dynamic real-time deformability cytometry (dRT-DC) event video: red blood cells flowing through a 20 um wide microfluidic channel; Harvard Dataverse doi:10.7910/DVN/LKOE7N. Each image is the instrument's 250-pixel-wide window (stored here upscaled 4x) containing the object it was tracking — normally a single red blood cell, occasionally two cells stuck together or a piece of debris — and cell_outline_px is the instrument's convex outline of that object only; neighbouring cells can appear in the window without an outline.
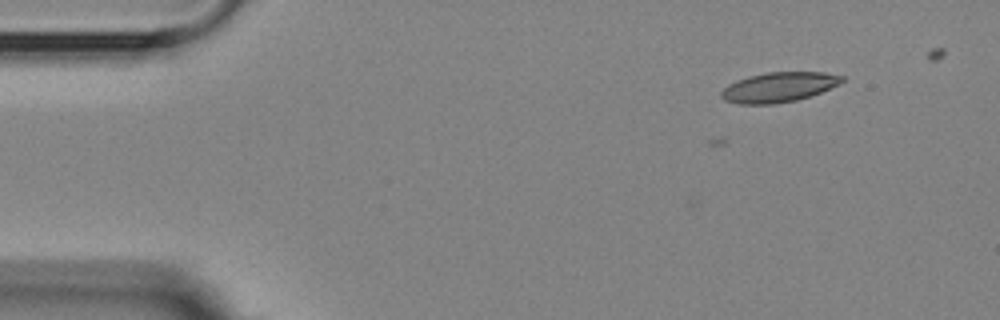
{"species": "Egyptian fruit bat (a non-hibernating species)", "species_latin": "Rousettus aegyptiacus", "temperature_condition": "room temperature", "stored_images_in_passage": 10, "camera_frame_rate_fps": 3000, "um_per_image_px": 0.085, "animal": {"sex": "female"}, "frame": {"image": 1, "passage_image": 4, "time_ms": 3.333, "image_size_px": [1000, 320], "cell_outline_px": [[844, 80], [840, 84], [820, 92], [796, 100], [772, 104], [740, 104], [724, 100], [720, 96], [720, 92], [728, 84], [736, 80], [748, 76], [768, 72], [824, 72], [844, 76]], "centroid_in_image_um": [66.17, 7.4], "position_along_channel_um": 18.8, "area_um2": 20.98}}
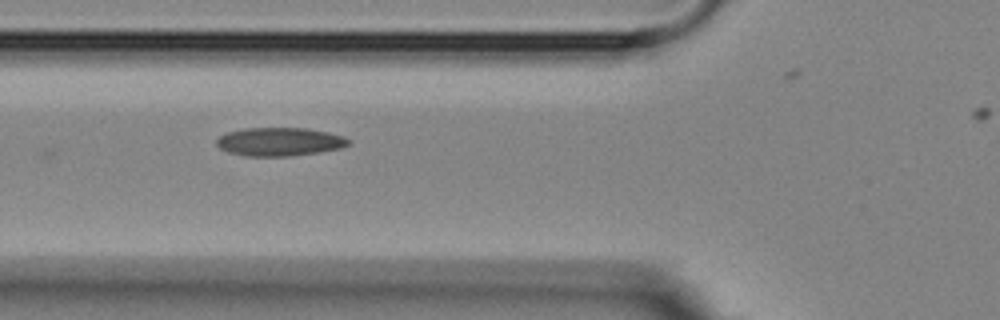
{"frame": {"image": 2, "passage_image": 8, "time_ms": 8.0, "image_size_px": [1000, 320], "cell_outline_px": [[348, 144], [340, 148], [320, 152], [288, 156], [244, 156], [228, 152], [220, 148], [216, 144], [216, 140], [220, 136], [228, 132], [244, 128], [304, 128], [328, 132], [344, 136], [348, 140]], "centroid_in_image_um": [23.73, 12.05], "position_along_channel_um": 102.1, "area_um2": 21.73}}
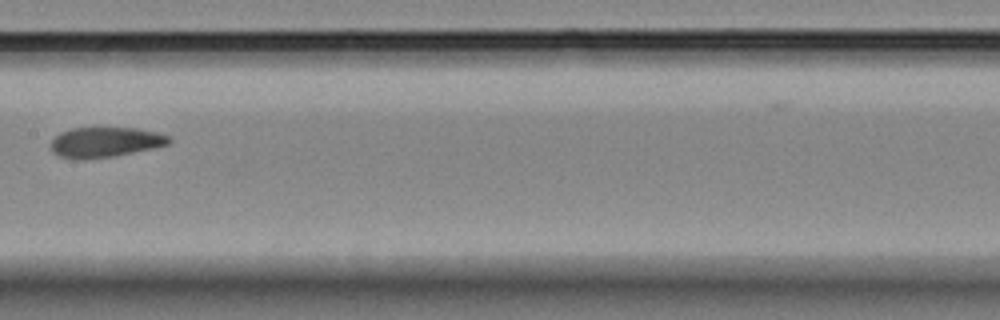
{"frame": {"image": 3, "passage_image": 10, "time_ms": 10.667, "image_size_px": [1000, 320], "cell_outline_px": [[172, 140], [168, 144], [152, 148], [112, 156], [84, 160], [76, 160], [60, 156], [52, 152], [48, 144], [60, 132], [72, 128], [136, 128], [156, 132], [168, 136]], "centroid_in_image_um": [8.87, 12.09], "position_along_channel_um": 198.5, "area_um2": 20.75}}